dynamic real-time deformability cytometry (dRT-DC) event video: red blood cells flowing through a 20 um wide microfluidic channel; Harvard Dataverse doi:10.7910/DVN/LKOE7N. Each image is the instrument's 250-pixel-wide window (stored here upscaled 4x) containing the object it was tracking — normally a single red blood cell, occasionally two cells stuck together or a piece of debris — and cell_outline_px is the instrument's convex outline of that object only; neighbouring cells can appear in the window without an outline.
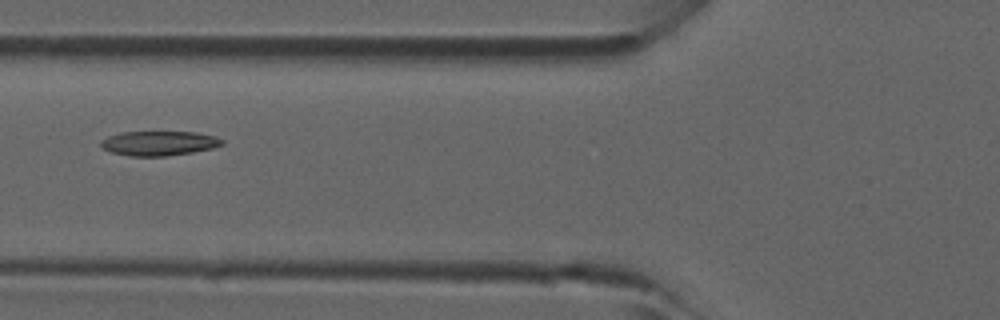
{"species": "common noctule bat (a hibernating species)", "species_latin": "Nyctalus noctula", "temperature_condition": "room temperature", "stored_images_in_passage": 6, "camera_frame_rate_fps": 3000, "um_per_image_px": 0.085, "animal": {"sex": "male", "forearm_length_mm": 52.5}, "frame": {"image": 1, "passage_image": 6, "time_ms": 1.667, "image_size_px": [1000, 320], "cell_outline_px": [[224, 144], [212, 148], [192, 152], [164, 156], [128, 156], [108, 152], [100, 144], [100, 140], [108, 136], [120, 132], [196, 132], [216, 136], [224, 140]], "centroid_in_image_um": [13.49, 12.17], "position_along_channel_um": 112.3, "area_um2": 17.46}}